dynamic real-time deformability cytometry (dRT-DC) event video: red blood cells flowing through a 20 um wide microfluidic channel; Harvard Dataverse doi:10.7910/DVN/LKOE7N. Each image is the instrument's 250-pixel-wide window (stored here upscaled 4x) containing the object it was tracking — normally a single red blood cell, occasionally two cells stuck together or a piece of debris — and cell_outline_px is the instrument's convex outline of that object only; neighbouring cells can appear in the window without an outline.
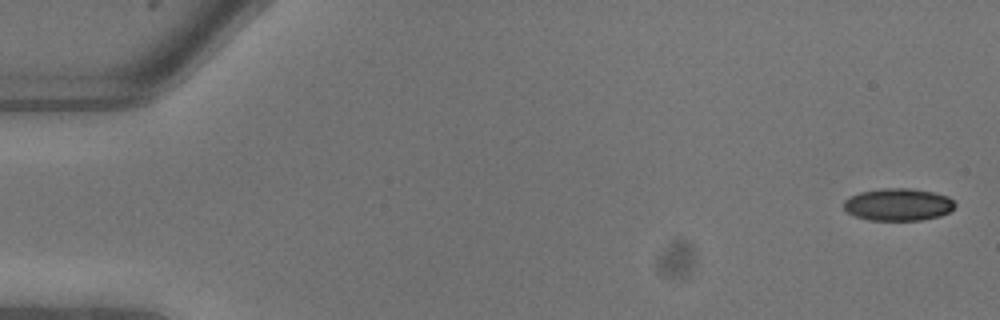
{"species": "common noctule bat (a hibernating species)", "species_latin": "Nyctalus noctula", "temperature_condition": "warm", "stored_images_in_passage": 10, "camera_frame_rate_fps": 3000, "um_per_image_px": 0.085, "animal": {"sex": "male", "body_mass_g": 13.3}, "frame": {"image": 1, "passage_image": 1, "time_ms": 0.0, "image_size_px": [1000, 320], "cell_outline_px": [[956, 204], [948, 212], [940, 216], [920, 220], [868, 220], [856, 216], [848, 212], [844, 208], [844, 200], [860, 192], [880, 188], [912, 188], [932, 192], [948, 196]], "centroid_in_image_um": [76.34, 17.38], "position_along_channel_um": 8.7, "area_um2": 20.87}}
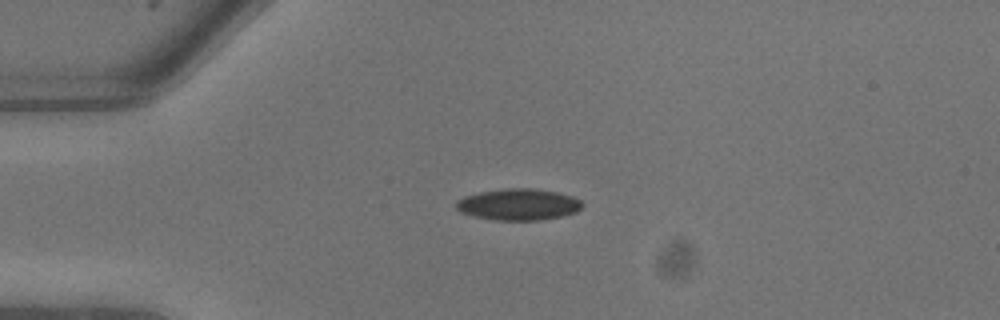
{"frame": {"image": 2, "passage_image": 6, "time_ms": 1.667, "image_size_px": [1000, 320], "cell_outline_px": [[584, 204], [576, 212], [560, 216], [540, 220], [496, 220], [472, 216], [460, 212], [456, 208], [456, 200], [464, 196], [480, 192], [504, 188], [528, 188], [556, 192], [572, 196], [580, 200]], "centroid_in_image_um": [44.03, 17.38], "position_along_channel_um": 41.0, "area_um2": 23.06}}
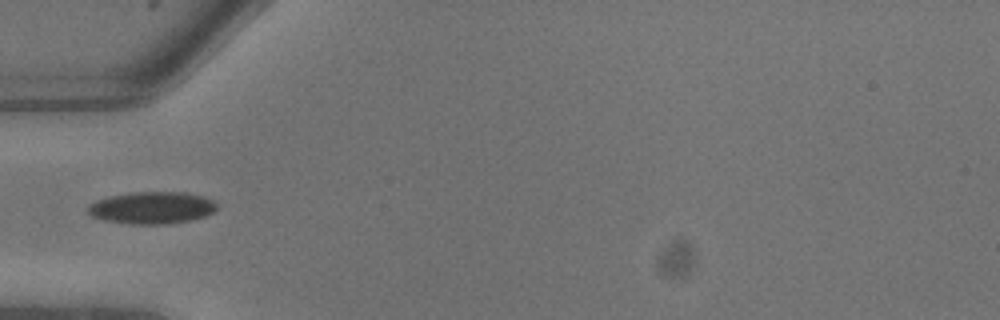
{"frame": {"image": 3, "passage_image": 8, "time_ms": 2.333, "image_size_px": [1000, 320], "cell_outline_px": [[216, 212], [208, 216], [192, 220], [168, 224], [128, 224], [104, 220], [92, 216], [88, 212], [88, 204], [96, 200], [108, 196], [136, 192], [184, 192], [204, 196], [212, 200], [216, 204]], "centroid_in_image_um": [12.94, 17.66], "position_along_channel_um": 72.1, "area_um2": 24.39}}